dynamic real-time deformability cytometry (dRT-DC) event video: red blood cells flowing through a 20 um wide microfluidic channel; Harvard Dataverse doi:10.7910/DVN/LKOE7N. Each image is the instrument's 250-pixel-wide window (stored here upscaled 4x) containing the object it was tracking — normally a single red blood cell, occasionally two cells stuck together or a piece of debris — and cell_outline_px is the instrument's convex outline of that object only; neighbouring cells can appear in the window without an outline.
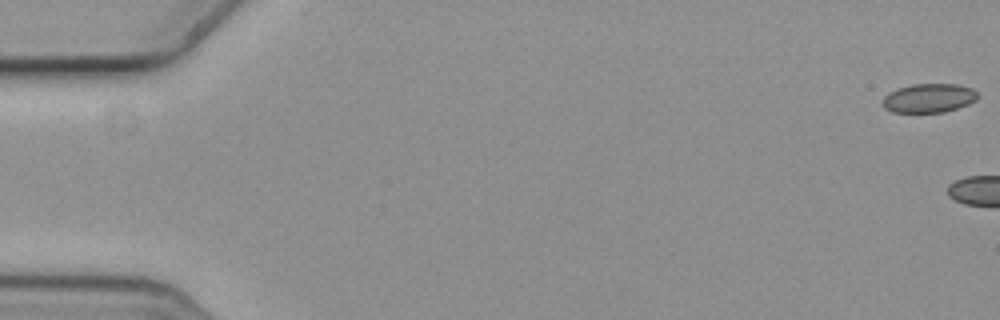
{"species": "common noctule bat (a hibernating species)", "species_latin": "Nyctalus noctula", "temperature_condition": "cold", "stored_images_in_passage": 5, "camera_frame_rate_fps": 3000, "um_per_image_px": 0.085, "animal": {"sex": "female", "body_mass_g": 19.3, "forearm_length_mm": 54.1}, "frame": {"image": 1, "passage_image": 1, "time_ms": 0.0, "image_size_px": [1000, 320], "cell_outline_px": [[980, 96], [976, 100], [968, 104], [944, 112], [892, 112], [884, 108], [884, 96], [888, 92], [896, 88], [912, 84], [960, 84], [972, 88]], "centroid_in_image_um": [78.96, 8.32], "position_along_channel_um": 6.0, "area_um2": 16.13}}